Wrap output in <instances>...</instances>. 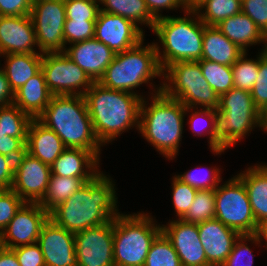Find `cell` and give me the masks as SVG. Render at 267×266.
Listing matches in <instances>:
<instances>
[{"mask_svg": "<svg viewBox=\"0 0 267 266\" xmlns=\"http://www.w3.org/2000/svg\"><path fill=\"white\" fill-rule=\"evenodd\" d=\"M150 99L151 104L145 96L142 99L138 131L159 154L174 160L184 133L186 107L162 91L151 95Z\"/></svg>", "mask_w": 267, "mask_h": 266, "instance_id": "cell-3", "label": "cell"}, {"mask_svg": "<svg viewBox=\"0 0 267 266\" xmlns=\"http://www.w3.org/2000/svg\"><path fill=\"white\" fill-rule=\"evenodd\" d=\"M41 70L53 95H79L94 83L64 52L43 53Z\"/></svg>", "mask_w": 267, "mask_h": 266, "instance_id": "cell-12", "label": "cell"}, {"mask_svg": "<svg viewBox=\"0 0 267 266\" xmlns=\"http://www.w3.org/2000/svg\"><path fill=\"white\" fill-rule=\"evenodd\" d=\"M86 72L93 82H98L116 53L95 38L73 43L64 52Z\"/></svg>", "mask_w": 267, "mask_h": 266, "instance_id": "cell-20", "label": "cell"}, {"mask_svg": "<svg viewBox=\"0 0 267 266\" xmlns=\"http://www.w3.org/2000/svg\"><path fill=\"white\" fill-rule=\"evenodd\" d=\"M247 242V243H246ZM254 243L258 247L263 244L256 234H242L236 240L227 259L220 266H253L254 255L248 245Z\"/></svg>", "mask_w": 267, "mask_h": 266, "instance_id": "cell-38", "label": "cell"}, {"mask_svg": "<svg viewBox=\"0 0 267 266\" xmlns=\"http://www.w3.org/2000/svg\"><path fill=\"white\" fill-rule=\"evenodd\" d=\"M100 160L89 150L66 148L51 165V174L61 177L94 178Z\"/></svg>", "mask_w": 267, "mask_h": 266, "instance_id": "cell-23", "label": "cell"}, {"mask_svg": "<svg viewBox=\"0 0 267 266\" xmlns=\"http://www.w3.org/2000/svg\"><path fill=\"white\" fill-rule=\"evenodd\" d=\"M260 129L267 133V106L260 111Z\"/></svg>", "mask_w": 267, "mask_h": 266, "instance_id": "cell-54", "label": "cell"}, {"mask_svg": "<svg viewBox=\"0 0 267 266\" xmlns=\"http://www.w3.org/2000/svg\"><path fill=\"white\" fill-rule=\"evenodd\" d=\"M96 21L65 19L63 36L65 48L69 45L94 38Z\"/></svg>", "mask_w": 267, "mask_h": 266, "instance_id": "cell-42", "label": "cell"}, {"mask_svg": "<svg viewBox=\"0 0 267 266\" xmlns=\"http://www.w3.org/2000/svg\"><path fill=\"white\" fill-rule=\"evenodd\" d=\"M33 118L21 111L15 104L0 107V135L27 138Z\"/></svg>", "mask_w": 267, "mask_h": 266, "instance_id": "cell-32", "label": "cell"}, {"mask_svg": "<svg viewBox=\"0 0 267 266\" xmlns=\"http://www.w3.org/2000/svg\"><path fill=\"white\" fill-rule=\"evenodd\" d=\"M37 243L46 266H77L74 233L63 229L50 218L43 225Z\"/></svg>", "mask_w": 267, "mask_h": 266, "instance_id": "cell-18", "label": "cell"}, {"mask_svg": "<svg viewBox=\"0 0 267 266\" xmlns=\"http://www.w3.org/2000/svg\"><path fill=\"white\" fill-rule=\"evenodd\" d=\"M100 11L120 15L138 27L142 24L153 30L156 19L144 0H99ZM140 24V25H139Z\"/></svg>", "mask_w": 267, "mask_h": 266, "instance_id": "cell-29", "label": "cell"}, {"mask_svg": "<svg viewBox=\"0 0 267 266\" xmlns=\"http://www.w3.org/2000/svg\"><path fill=\"white\" fill-rule=\"evenodd\" d=\"M26 151V138L0 135V154L15 161Z\"/></svg>", "mask_w": 267, "mask_h": 266, "instance_id": "cell-47", "label": "cell"}, {"mask_svg": "<svg viewBox=\"0 0 267 266\" xmlns=\"http://www.w3.org/2000/svg\"><path fill=\"white\" fill-rule=\"evenodd\" d=\"M120 15L99 11L94 38L115 53L126 51L145 39V31Z\"/></svg>", "mask_w": 267, "mask_h": 266, "instance_id": "cell-16", "label": "cell"}, {"mask_svg": "<svg viewBox=\"0 0 267 266\" xmlns=\"http://www.w3.org/2000/svg\"><path fill=\"white\" fill-rule=\"evenodd\" d=\"M152 31L162 45L154 42L162 70L176 62L202 60L204 24L194 9L187 8L183 17L157 19Z\"/></svg>", "mask_w": 267, "mask_h": 266, "instance_id": "cell-5", "label": "cell"}, {"mask_svg": "<svg viewBox=\"0 0 267 266\" xmlns=\"http://www.w3.org/2000/svg\"><path fill=\"white\" fill-rule=\"evenodd\" d=\"M243 53L216 26L204 24L202 60L232 66Z\"/></svg>", "mask_w": 267, "mask_h": 266, "instance_id": "cell-27", "label": "cell"}, {"mask_svg": "<svg viewBox=\"0 0 267 266\" xmlns=\"http://www.w3.org/2000/svg\"><path fill=\"white\" fill-rule=\"evenodd\" d=\"M202 0H186L188 8L194 9Z\"/></svg>", "mask_w": 267, "mask_h": 266, "instance_id": "cell-55", "label": "cell"}, {"mask_svg": "<svg viewBox=\"0 0 267 266\" xmlns=\"http://www.w3.org/2000/svg\"><path fill=\"white\" fill-rule=\"evenodd\" d=\"M248 52H244L231 66L234 88L251 91L258 77L259 55L248 59Z\"/></svg>", "mask_w": 267, "mask_h": 266, "instance_id": "cell-37", "label": "cell"}, {"mask_svg": "<svg viewBox=\"0 0 267 266\" xmlns=\"http://www.w3.org/2000/svg\"><path fill=\"white\" fill-rule=\"evenodd\" d=\"M194 10L203 24L216 26L228 17L240 13L242 0H202Z\"/></svg>", "mask_w": 267, "mask_h": 266, "instance_id": "cell-31", "label": "cell"}, {"mask_svg": "<svg viewBox=\"0 0 267 266\" xmlns=\"http://www.w3.org/2000/svg\"><path fill=\"white\" fill-rule=\"evenodd\" d=\"M214 218L215 189L197 190L193 203L182 220L192 224H200L201 222Z\"/></svg>", "mask_w": 267, "mask_h": 266, "instance_id": "cell-36", "label": "cell"}, {"mask_svg": "<svg viewBox=\"0 0 267 266\" xmlns=\"http://www.w3.org/2000/svg\"><path fill=\"white\" fill-rule=\"evenodd\" d=\"M12 250L18 258L20 266H46L38 243L19 246Z\"/></svg>", "mask_w": 267, "mask_h": 266, "instance_id": "cell-46", "label": "cell"}, {"mask_svg": "<svg viewBox=\"0 0 267 266\" xmlns=\"http://www.w3.org/2000/svg\"><path fill=\"white\" fill-rule=\"evenodd\" d=\"M24 203L12 189L0 191V234Z\"/></svg>", "mask_w": 267, "mask_h": 266, "instance_id": "cell-44", "label": "cell"}, {"mask_svg": "<svg viewBox=\"0 0 267 266\" xmlns=\"http://www.w3.org/2000/svg\"><path fill=\"white\" fill-rule=\"evenodd\" d=\"M66 149L61 138L37 119L29 125L26 138V152L51 166Z\"/></svg>", "mask_w": 267, "mask_h": 266, "instance_id": "cell-22", "label": "cell"}, {"mask_svg": "<svg viewBox=\"0 0 267 266\" xmlns=\"http://www.w3.org/2000/svg\"><path fill=\"white\" fill-rule=\"evenodd\" d=\"M115 181L103 171L49 212V218L72 233L103 225L120 212Z\"/></svg>", "mask_w": 267, "mask_h": 266, "instance_id": "cell-1", "label": "cell"}, {"mask_svg": "<svg viewBox=\"0 0 267 266\" xmlns=\"http://www.w3.org/2000/svg\"><path fill=\"white\" fill-rule=\"evenodd\" d=\"M66 19L96 21L100 11L99 0H64Z\"/></svg>", "mask_w": 267, "mask_h": 266, "instance_id": "cell-41", "label": "cell"}, {"mask_svg": "<svg viewBox=\"0 0 267 266\" xmlns=\"http://www.w3.org/2000/svg\"><path fill=\"white\" fill-rule=\"evenodd\" d=\"M162 92L185 107L218 110L219 96L203 77L199 61H182L163 70ZM199 106V107H198Z\"/></svg>", "mask_w": 267, "mask_h": 266, "instance_id": "cell-9", "label": "cell"}, {"mask_svg": "<svg viewBox=\"0 0 267 266\" xmlns=\"http://www.w3.org/2000/svg\"><path fill=\"white\" fill-rule=\"evenodd\" d=\"M38 51L40 53L65 52L63 36L66 19L64 0H37L31 12Z\"/></svg>", "mask_w": 267, "mask_h": 266, "instance_id": "cell-11", "label": "cell"}, {"mask_svg": "<svg viewBox=\"0 0 267 266\" xmlns=\"http://www.w3.org/2000/svg\"><path fill=\"white\" fill-rule=\"evenodd\" d=\"M77 266H115L113 219L74 234Z\"/></svg>", "mask_w": 267, "mask_h": 266, "instance_id": "cell-13", "label": "cell"}, {"mask_svg": "<svg viewBox=\"0 0 267 266\" xmlns=\"http://www.w3.org/2000/svg\"><path fill=\"white\" fill-rule=\"evenodd\" d=\"M51 166L32 157L26 151L15 161L11 189L24 201L38 203L47 189Z\"/></svg>", "mask_w": 267, "mask_h": 266, "instance_id": "cell-15", "label": "cell"}, {"mask_svg": "<svg viewBox=\"0 0 267 266\" xmlns=\"http://www.w3.org/2000/svg\"><path fill=\"white\" fill-rule=\"evenodd\" d=\"M197 167V168H196ZM194 170H188L183 174L176 175L179 179L183 182L189 184L190 186L194 187L197 190H212L216 189L220 182L222 181L221 178V170L216 166L209 167L207 170V174L203 173V167L199 168L196 166ZM199 168V170H197ZM196 170V171H195ZM195 171V172H194ZM201 172V173H200Z\"/></svg>", "mask_w": 267, "mask_h": 266, "instance_id": "cell-39", "label": "cell"}, {"mask_svg": "<svg viewBox=\"0 0 267 266\" xmlns=\"http://www.w3.org/2000/svg\"><path fill=\"white\" fill-rule=\"evenodd\" d=\"M151 13L157 20L163 18L162 10H177L181 7L183 12L188 8L186 0H144ZM184 8V9H183ZM161 12V13H160Z\"/></svg>", "mask_w": 267, "mask_h": 266, "instance_id": "cell-49", "label": "cell"}, {"mask_svg": "<svg viewBox=\"0 0 267 266\" xmlns=\"http://www.w3.org/2000/svg\"><path fill=\"white\" fill-rule=\"evenodd\" d=\"M2 57L6 60L5 66L1 69L5 72L13 92L41 70L42 53L7 54Z\"/></svg>", "mask_w": 267, "mask_h": 266, "instance_id": "cell-28", "label": "cell"}, {"mask_svg": "<svg viewBox=\"0 0 267 266\" xmlns=\"http://www.w3.org/2000/svg\"><path fill=\"white\" fill-rule=\"evenodd\" d=\"M216 27L244 52L252 45L264 44L262 49L266 48L267 37L242 11L221 21Z\"/></svg>", "mask_w": 267, "mask_h": 266, "instance_id": "cell-24", "label": "cell"}, {"mask_svg": "<svg viewBox=\"0 0 267 266\" xmlns=\"http://www.w3.org/2000/svg\"><path fill=\"white\" fill-rule=\"evenodd\" d=\"M92 179L93 178L61 177L51 174L44 197L38 203L43 209L50 212Z\"/></svg>", "mask_w": 267, "mask_h": 266, "instance_id": "cell-30", "label": "cell"}, {"mask_svg": "<svg viewBox=\"0 0 267 266\" xmlns=\"http://www.w3.org/2000/svg\"><path fill=\"white\" fill-rule=\"evenodd\" d=\"M31 0H0V16L30 15Z\"/></svg>", "mask_w": 267, "mask_h": 266, "instance_id": "cell-48", "label": "cell"}, {"mask_svg": "<svg viewBox=\"0 0 267 266\" xmlns=\"http://www.w3.org/2000/svg\"><path fill=\"white\" fill-rule=\"evenodd\" d=\"M194 111V112H193ZM191 112V113H190ZM188 123L192 129V133L194 136L202 137L208 136V143L211 152L216 156L221 153H224L227 149H220L218 151H214V117H215V110L213 109H203V108H193V107H186L185 115H189ZM204 120V121H203ZM203 124V125H202ZM202 125V127H201ZM207 125V127H206ZM202 128V129H201ZM205 128V129H203ZM202 130V131H201ZM205 131V132H204Z\"/></svg>", "mask_w": 267, "mask_h": 266, "instance_id": "cell-35", "label": "cell"}, {"mask_svg": "<svg viewBox=\"0 0 267 266\" xmlns=\"http://www.w3.org/2000/svg\"><path fill=\"white\" fill-rule=\"evenodd\" d=\"M199 64L202 69L203 77L219 97L234 88L231 66L208 60H200Z\"/></svg>", "mask_w": 267, "mask_h": 266, "instance_id": "cell-33", "label": "cell"}, {"mask_svg": "<svg viewBox=\"0 0 267 266\" xmlns=\"http://www.w3.org/2000/svg\"><path fill=\"white\" fill-rule=\"evenodd\" d=\"M14 92L9 86L5 72L0 67V107L13 103Z\"/></svg>", "mask_w": 267, "mask_h": 266, "instance_id": "cell-51", "label": "cell"}, {"mask_svg": "<svg viewBox=\"0 0 267 266\" xmlns=\"http://www.w3.org/2000/svg\"><path fill=\"white\" fill-rule=\"evenodd\" d=\"M255 127L260 128V111L251 93L232 88L220 96L218 110H215L214 151L230 149Z\"/></svg>", "mask_w": 267, "mask_h": 266, "instance_id": "cell-7", "label": "cell"}, {"mask_svg": "<svg viewBox=\"0 0 267 266\" xmlns=\"http://www.w3.org/2000/svg\"><path fill=\"white\" fill-rule=\"evenodd\" d=\"M89 116L97 140L102 146L128 130H139L142 96L109 89L98 82L85 92Z\"/></svg>", "mask_w": 267, "mask_h": 266, "instance_id": "cell-2", "label": "cell"}, {"mask_svg": "<svg viewBox=\"0 0 267 266\" xmlns=\"http://www.w3.org/2000/svg\"><path fill=\"white\" fill-rule=\"evenodd\" d=\"M37 120L53 130L66 148L89 150L100 160L103 146L95 136L84 96L53 95Z\"/></svg>", "mask_w": 267, "mask_h": 266, "instance_id": "cell-4", "label": "cell"}, {"mask_svg": "<svg viewBox=\"0 0 267 266\" xmlns=\"http://www.w3.org/2000/svg\"><path fill=\"white\" fill-rule=\"evenodd\" d=\"M172 177V202L177 219H182L193 203L197 189L183 182L176 175Z\"/></svg>", "mask_w": 267, "mask_h": 266, "instance_id": "cell-40", "label": "cell"}, {"mask_svg": "<svg viewBox=\"0 0 267 266\" xmlns=\"http://www.w3.org/2000/svg\"><path fill=\"white\" fill-rule=\"evenodd\" d=\"M215 218L241 235L256 234L258 224L246 187L237 175L215 189Z\"/></svg>", "mask_w": 267, "mask_h": 266, "instance_id": "cell-10", "label": "cell"}, {"mask_svg": "<svg viewBox=\"0 0 267 266\" xmlns=\"http://www.w3.org/2000/svg\"><path fill=\"white\" fill-rule=\"evenodd\" d=\"M4 246L0 243V250L3 248Z\"/></svg>", "mask_w": 267, "mask_h": 266, "instance_id": "cell-56", "label": "cell"}, {"mask_svg": "<svg viewBox=\"0 0 267 266\" xmlns=\"http://www.w3.org/2000/svg\"><path fill=\"white\" fill-rule=\"evenodd\" d=\"M267 37V0H242V10Z\"/></svg>", "mask_w": 267, "mask_h": 266, "instance_id": "cell-45", "label": "cell"}, {"mask_svg": "<svg viewBox=\"0 0 267 266\" xmlns=\"http://www.w3.org/2000/svg\"><path fill=\"white\" fill-rule=\"evenodd\" d=\"M149 213H119L113 219V260L115 266H144L153 240L161 232Z\"/></svg>", "mask_w": 267, "mask_h": 266, "instance_id": "cell-8", "label": "cell"}, {"mask_svg": "<svg viewBox=\"0 0 267 266\" xmlns=\"http://www.w3.org/2000/svg\"><path fill=\"white\" fill-rule=\"evenodd\" d=\"M259 53L258 77L250 93L255 107L261 111L267 106V52L261 49Z\"/></svg>", "mask_w": 267, "mask_h": 266, "instance_id": "cell-43", "label": "cell"}, {"mask_svg": "<svg viewBox=\"0 0 267 266\" xmlns=\"http://www.w3.org/2000/svg\"><path fill=\"white\" fill-rule=\"evenodd\" d=\"M0 266H20L18 258L12 249L3 247L0 250Z\"/></svg>", "mask_w": 267, "mask_h": 266, "instance_id": "cell-52", "label": "cell"}, {"mask_svg": "<svg viewBox=\"0 0 267 266\" xmlns=\"http://www.w3.org/2000/svg\"><path fill=\"white\" fill-rule=\"evenodd\" d=\"M256 235L260 242H263V240L266 242L265 246L267 249V219L258 224Z\"/></svg>", "mask_w": 267, "mask_h": 266, "instance_id": "cell-53", "label": "cell"}, {"mask_svg": "<svg viewBox=\"0 0 267 266\" xmlns=\"http://www.w3.org/2000/svg\"><path fill=\"white\" fill-rule=\"evenodd\" d=\"M15 160L0 154V191L11 189L14 180Z\"/></svg>", "mask_w": 267, "mask_h": 266, "instance_id": "cell-50", "label": "cell"}, {"mask_svg": "<svg viewBox=\"0 0 267 266\" xmlns=\"http://www.w3.org/2000/svg\"><path fill=\"white\" fill-rule=\"evenodd\" d=\"M237 176L246 187L253 216L259 224L267 219V163L249 166Z\"/></svg>", "mask_w": 267, "mask_h": 266, "instance_id": "cell-26", "label": "cell"}, {"mask_svg": "<svg viewBox=\"0 0 267 266\" xmlns=\"http://www.w3.org/2000/svg\"><path fill=\"white\" fill-rule=\"evenodd\" d=\"M144 266H182L177 252L162 231L153 240Z\"/></svg>", "mask_w": 267, "mask_h": 266, "instance_id": "cell-34", "label": "cell"}, {"mask_svg": "<svg viewBox=\"0 0 267 266\" xmlns=\"http://www.w3.org/2000/svg\"><path fill=\"white\" fill-rule=\"evenodd\" d=\"M144 41L143 39L134 47L116 53L98 83L106 88L130 92L142 98H144L143 95L134 91L142 84L150 83L151 90L154 89L149 92L150 95L161 92L163 84L160 83L156 87L153 81L150 82L156 77L163 79V70L158 61L156 47L154 42L143 45Z\"/></svg>", "mask_w": 267, "mask_h": 266, "instance_id": "cell-6", "label": "cell"}, {"mask_svg": "<svg viewBox=\"0 0 267 266\" xmlns=\"http://www.w3.org/2000/svg\"><path fill=\"white\" fill-rule=\"evenodd\" d=\"M49 212L39 203L25 202L0 234V243L8 249L37 243Z\"/></svg>", "mask_w": 267, "mask_h": 266, "instance_id": "cell-14", "label": "cell"}, {"mask_svg": "<svg viewBox=\"0 0 267 266\" xmlns=\"http://www.w3.org/2000/svg\"><path fill=\"white\" fill-rule=\"evenodd\" d=\"M53 94L46 85L45 77L40 70L14 92L13 104L33 119L46 109Z\"/></svg>", "mask_w": 267, "mask_h": 266, "instance_id": "cell-25", "label": "cell"}, {"mask_svg": "<svg viewBox=\"0 0 267 266\" xmlns=\"http://www.w3.org/2000/svg\"><path fill=\"white\" fill-rule=\"evenodd\" d=\"M36 47V34L30 15L0 16V57L7 54L40 53Z\"/></svg>", "mask_w": 267, "mask_h": 266, "instance_id": "cell-19", "label": "cell"}, {"mask_svg": "<svg viewBox=\"0 0 267 266\" xmlns=\"http://www.w3.org/2000/svg\"><path fill=\"white\" fill-rule=\"evenodd\" d=\"M161 231L171 242L182 266H210L199 239L198 224L182 219L169 220L161 225Z\"/></svg>", "mask_w": 267, "mask_h": 266, "instance_id": "cell-17", "label": "cell"}, {"mask_svg": "<svg viewBox=\"0 0 267 266\" xmlns=\"http://www.w3.org/2000/svg\"><path fill=\"white\" fill-rule=\"evenodd\" d=\"M198 231L210 266H220L227 259L241 235L216 218L198 224Z\"/></svg>", "mask_w": 267, "mask_h": 266, "instance_id": "cell-21", "label": "cell"}]
</instances>
